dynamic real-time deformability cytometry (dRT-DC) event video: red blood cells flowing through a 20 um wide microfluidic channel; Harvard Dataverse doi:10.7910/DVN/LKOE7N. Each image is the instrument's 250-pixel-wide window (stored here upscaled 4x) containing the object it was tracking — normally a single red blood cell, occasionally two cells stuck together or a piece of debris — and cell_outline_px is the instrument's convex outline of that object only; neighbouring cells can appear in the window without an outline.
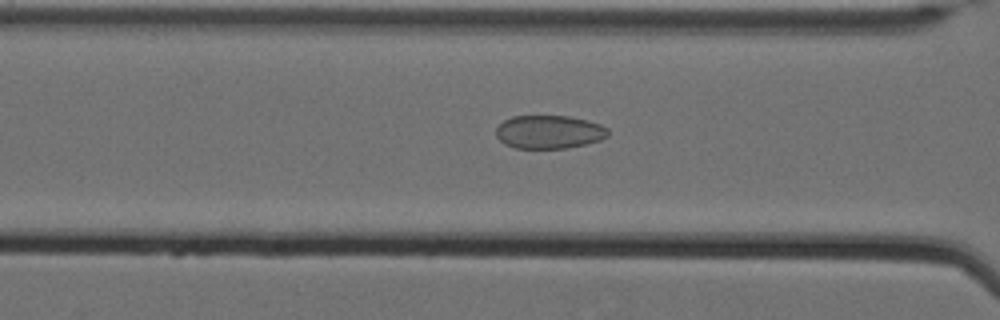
{"species": "Egyptian fruit bat (a non-hibernating species)", "species_latin": "Rousettus aegyptiacus", "temperature_condition": "cold", "stored_images_in_passage": 61, "camera_frame_rate_fps": 3000, "um_per_image_px": 0.085, "animal": {"sex": "female"}, "frame": {"image": 1, "passage_image": 29, "time_ms": 9.333, "image_size_px": [1000, 320], "cell_outline_px": [[608, 136], [600, 140], [568, 148], [516, 148], [504, 144], [496, 136], [496, 128], [504, 120], [512, 116], [568, 116], [588, 120], [600, 124], [608, 128]], "centroid_in_image_um": [46.67, 11.21], "position_along_channel_um": 119.9, "area_um2": 21.79}}
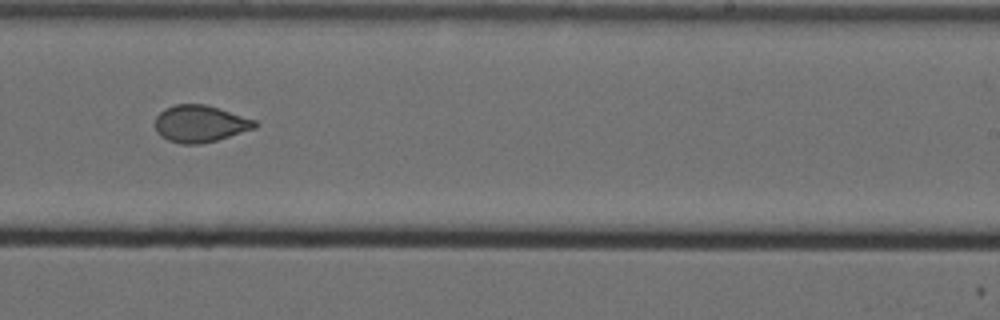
{"frame": {"image": 2, "passage_image": 42, "time_ms": 13.667, "image_size_px": [1000, 320], "cell_outline_px": [[260, 124], [256, 128], [216, 140], [200, 144], [180, 144], [168, 140], [160, 136], [156, 132], [156, 116], [164, 108], [176, 104], [204, 104], [256, 120]], "centroid_in_image_um": [17.0, 10.52], "position_along_channel_um": 272.0, "area_um2": 21.44}}
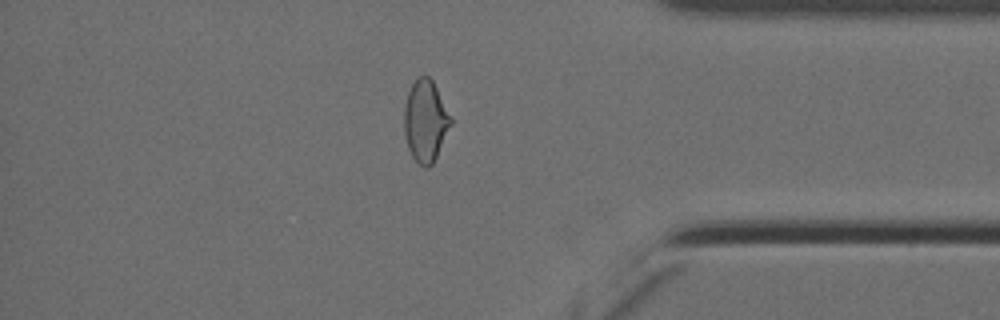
{"frame": {"image": 3, "passage_image": 54, "time_ms": 17.667, "image_size_px": [1000, 320], "cell_outline_px": [[452, 124], [432, 164], [428, 168], [424, 168], [412, 156], [408, 148], [404, 132], [404, 108], [408, 92], [412, 84], [420, 76], [428, 76], [432, 80], [452, 116]], "centroid_in_image_um": [36.17, 10.28], "position_along_channel_um": 399.0, "area_um2": 22.08}, "authors_computed_cell_mechanics": {"area_um2": 23.5824, "velocity_mm_per_s": 3.5068, "shape_relaxation_time_tau1_ms": null, "shape_relaxation_time_tau2_ms": 1.1723, "deformation_change_tau1": null, "deformation_change_tau2": 0.0645}}